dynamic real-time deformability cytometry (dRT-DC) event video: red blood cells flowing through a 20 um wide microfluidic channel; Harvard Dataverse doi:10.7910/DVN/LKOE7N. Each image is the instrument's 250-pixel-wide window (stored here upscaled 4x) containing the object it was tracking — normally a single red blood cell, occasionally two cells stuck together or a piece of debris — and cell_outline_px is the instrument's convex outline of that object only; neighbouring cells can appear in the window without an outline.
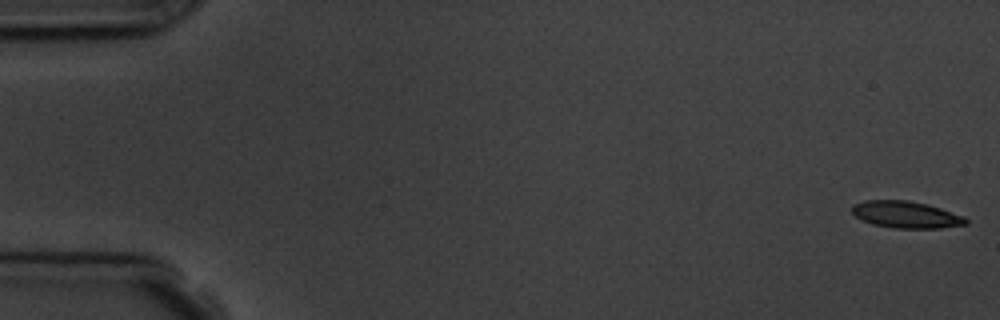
{"species": "common noctule bat (a hibernating species)", "species_latin": "Nyctalus noctula", "temperature_condition": "room temperature", "stored_images_in_passage": 6, "camera_frame_rate_fps": 3000, "um_per_image_px": 0.085, "animal": {"sex": "male", "body_mass_g": 19.5, "forearm_length_mm": 54.6}, "frame": {"image": 1, "passage_image": 1, "time_ms": 0.0, "image_size_px": [1000, 320], "cell_outline_px": [[968, 224], [940, 228], [896, 228], [872, 224], [856, 216], [852, 212], [852, 204], [864, 200], [908, 200], [928, 204], [964, 216], [968, 220]], "centroid_in_image_um": [77.02, 18.23], "position_along_channel_um": 8.0, "area_um2": 17.8}}
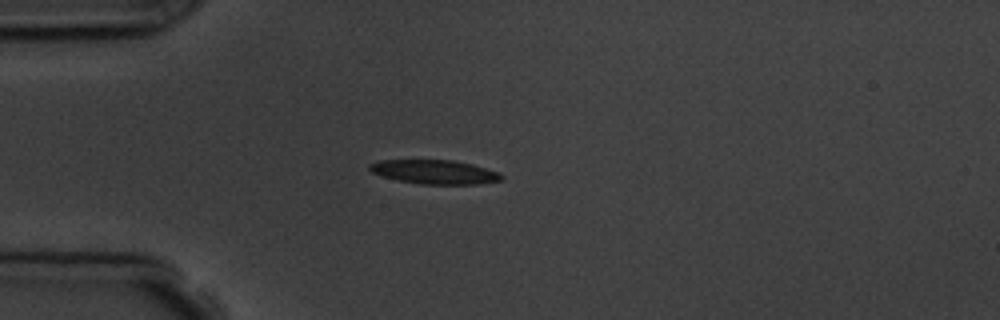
{"frame": {"image": 2, "passage_image": 5, "time_ms": 4.667, "image_size_px": [1000, 320], "cell_outline_px": [[504, 176], [500, 180], [476, 184], [420, 184], [396, 180], [372, 172], [368, 168], [368, 164], [380, 160], [452, 160], [472, 164], [500, 172]], "centroid_in_image_um": [36.94, 14.61], "position_along_channel_um": 48.1, "area_um2": 18.44}}